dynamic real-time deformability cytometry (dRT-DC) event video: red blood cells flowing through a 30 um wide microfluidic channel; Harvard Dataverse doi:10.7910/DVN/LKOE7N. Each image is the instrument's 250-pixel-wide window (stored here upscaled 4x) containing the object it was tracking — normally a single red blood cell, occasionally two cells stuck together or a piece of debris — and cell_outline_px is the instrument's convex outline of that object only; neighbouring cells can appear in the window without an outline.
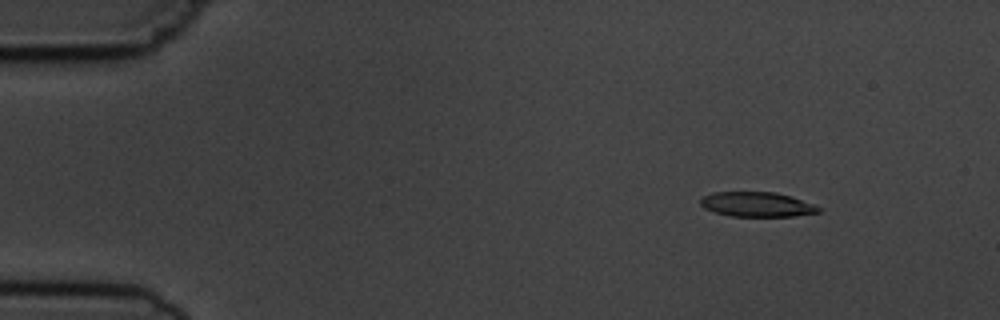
{"species": "common noctule bat (a hibernating species)", "species_latin": "Nyctalus noctula", "temperature_condition": "cold", "stored_images_in_passage": 4, "camera_frame_rate_fps": 3000, "um_per_image_px": 0.085, "animal": {"sex": "male", "body_mass_g": 19.5, "forearm_length_mm": 54.6}, "frame": {"image": 1, "passage_image": 1, "time_ms": 0.0, "image_size_px": [1000, 320], "cell_outline_px": [[824, 208], [820, 212], [792, 216], [732, 216], [716, 212], [704, 208], [700, 204], [700, 200], [704, 196], [712, 192], [776, 192], [792, 196]], "centroid_in_image_um": [64.38, 17.37], "position_along_channel_um": 20.6, "area_um2": 17.05}}
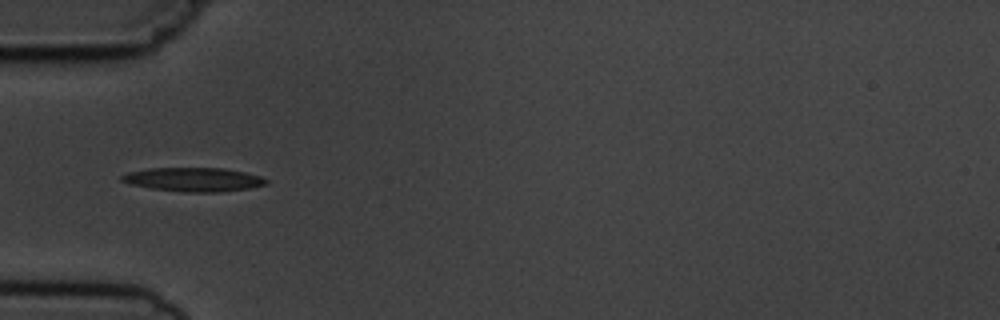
{"frame": {"image": 2, "passage_image": 4, "time_ms": 3.667, "image_size_px": [1000, 320], "cell_outline_px": [[268, 184], [248, 188], [220, 192], [188, 192], [152, 188], [132, 184], [120, 180], [120, 176], [128, 172], [148, 168], [224, 168], [244, 172], [260, 176], [268, 180]], "centroid_in_image_um": [16.46, 15.25], "position_along_channel_um": 68.5, "area_um2": 19.94}}